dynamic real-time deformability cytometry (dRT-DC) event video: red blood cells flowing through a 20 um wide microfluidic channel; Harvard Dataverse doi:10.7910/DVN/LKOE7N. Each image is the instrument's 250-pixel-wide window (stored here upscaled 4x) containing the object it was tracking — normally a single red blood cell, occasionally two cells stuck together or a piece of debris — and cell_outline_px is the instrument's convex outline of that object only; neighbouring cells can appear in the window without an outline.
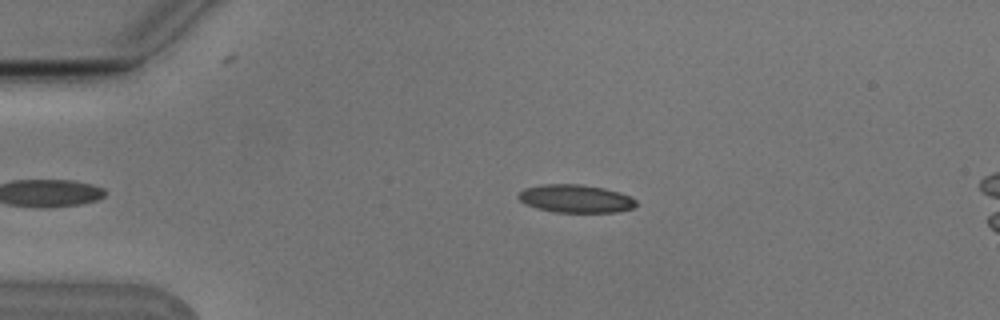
{"species": "Egyptian fruit bat (a non-hibernating species)", "species_latin": "Rousettus aegyptiacus", "temperature_condition": "cold", "stored_images_in_passage": 2, "camera_frame_rate_fps": 3000, "um_per_image_px": 0.085, "animal": {"sex": "male"}, "frame": {"image": 1, "passage_image": 1, "time_ms": 0.0, "image_size_px": [1000, 320], "cell_outline_px": [[636, 204], [632, 208], [616, 212], [552, 212], [536, 208], [520, 200], [516, 196], [524, 188], [540, 184], [580, 184], [604, 188], [620, 192], [632, 196], [636, 200]], "centroid_in_image_um": [48.93, 16.88], "position_along_channel_um": 36.1, "area_um2": 19.31}}